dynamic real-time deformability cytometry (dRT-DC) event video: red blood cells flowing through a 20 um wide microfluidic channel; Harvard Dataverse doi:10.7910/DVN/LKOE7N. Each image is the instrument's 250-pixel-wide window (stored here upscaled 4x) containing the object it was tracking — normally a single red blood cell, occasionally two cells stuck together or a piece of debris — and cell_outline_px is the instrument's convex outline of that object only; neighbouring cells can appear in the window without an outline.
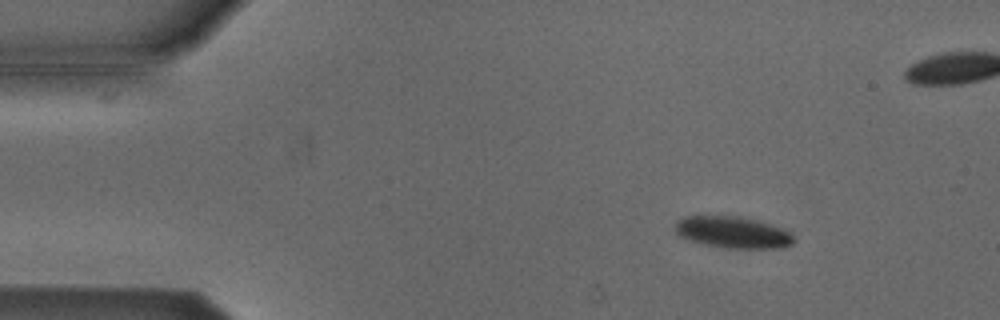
{"species": "Egyptian fruit bat (a non-hibernating species)", "species_latin": "Rousettus aegyptiacus", "temperature_condition": "cold", "stored_images_in_passage": 47, "camera_frame_rate_fps": 3000, "um_per_image_px": 0.085, "animal": {"sex": "male"}, "frame": {"image": 1, "passage_image": 2, "time_ms": 0.333, "image_size_px": [1000, 320], "cell_outline_px": [[796, 240], [792, 244], [784, 248], [724, 248], [704, 244], [688, 240], [680, 236], [676, 232], [676, 224], [684, 216], [736, 216], [768, 224], [780, 228], [788, 232]], "centroid_in_image_um": [62.28, 19.77], "position_along_channel_um": 22.7, "area_um2": 21.5}}
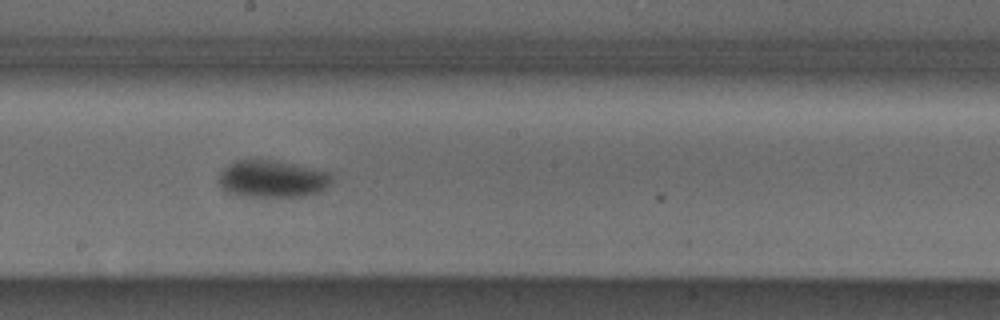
{"frame": {"image": 2, "passage_image": 24, "time_ms": 7.667, "image_size_px": [1000, 320], "cell_outline_px": [[328, 184], [320, 192], [300, 196], [244, 196], [228, 192], [216, 180], [224, 168], [236, 160], [268, 160], [288, 164], [324, 172], [328, 176]], "centroid_in_image_um": [23.02, 15.22], "position_along_channel_um": 225.2, "area_um2": 23.35}}
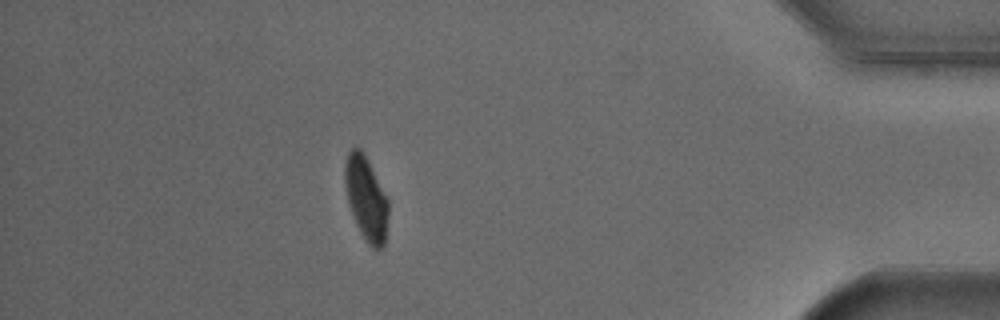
{"frame": {"image": 3, "passage_image": 42, "time_ms": 13.667, "image_size_px": [1000, 320], "cell_outline_px": [[388, 216], [384, 244], [380, 248], [372, 248], [364, 240], [356, 224], [348, 200], [344, 184], [344, 164], [348, 152], [352, 148], [360, 148], [364, 152], [388, 200]], "centroid_in_image_um": [31.11, 16.85], "position_along_channel_um": 404.1, "area_um2": 21.1}, "authors_computed_cell_mechanics": {"area_um2": 22.542, "velocity_mm_per_s": 3.8003, "shape_relaxation_time_tau1_ms": 3.8584, "shape_relaxation_time_tau2_ms": null, "deformation_change_tau1": 0.1059, "deformation_change_tau2": null}}